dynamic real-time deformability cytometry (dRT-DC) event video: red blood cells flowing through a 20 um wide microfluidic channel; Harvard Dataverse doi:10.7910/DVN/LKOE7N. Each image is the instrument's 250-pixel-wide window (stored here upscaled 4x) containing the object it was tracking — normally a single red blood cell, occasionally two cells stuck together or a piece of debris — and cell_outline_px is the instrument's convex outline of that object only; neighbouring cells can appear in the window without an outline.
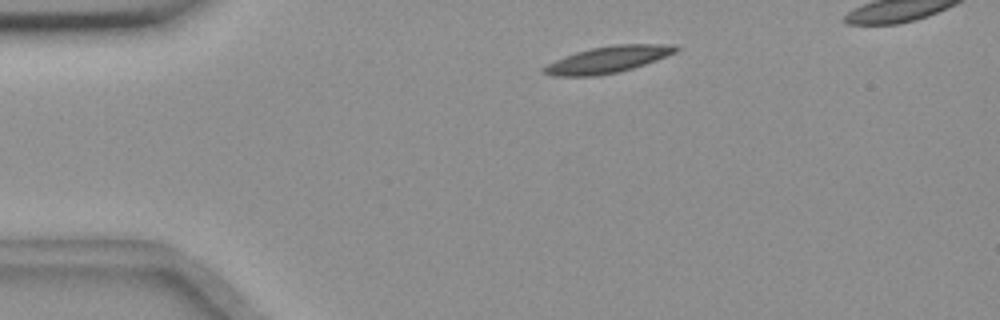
{"species": "common noctule bat (a hibernating species)", "species_latin": "Nyctalus noctula", "temperature_condition": "room temperature", "stored_images_in_passage": 6, "camera_frame_rate_fps": 3000, "um_per_image_px": 0.085, "animal": {"sex": "female", "body_mass_g": 18.4}, "frame": {"image": 1, "passage_image": 1, "time_ms": 0.0, "image_size_px": [1000, 320], "cell_outline_px": [[680, 48], [676, 52], [656, 60], [632, 68], [616, 72], [592, 76], [556, 76], [540, 72], [540, 68], [564, 56], [576, 52], [592, 48], [616, 44], [676, 44]], "centroid_in_image_um": [51.66, 5.05], "position_along_channel_um": 33.3, "area_um2": 20.29}}
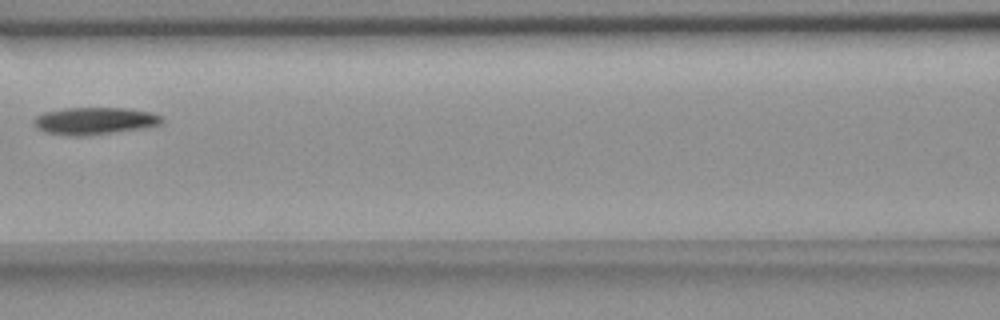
{"frame": {"image": 2, "passage_image": 5, "time_ms": 4.667, "image_size_px": [1000, 320], "cell_outline_px": [[164, 120], [160, 124], [144, 128], [84, 136], [68, 136], [44, 132], [36, 128], [32, 124], [32, 120], [36, 116], [44, 112], [64, 108], [128, 108], [152, 112], [160, 116]], "centroid_in_image_um": [7.99, 10.28], "position_along_channel_um": 158.6, "area_um2": 20.52}}
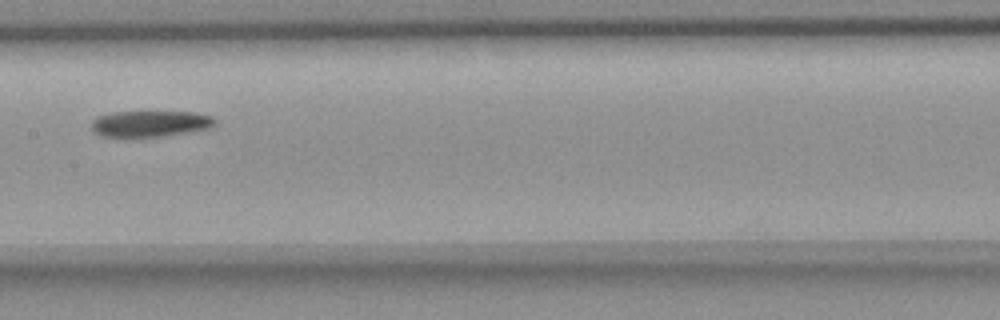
{"frame": {"image": 3, "passage_image": 6, "time_ms": 5.667, "image_size_px": [1000, 320], "cell_outline_px": [[216, 124], [208, 128], [192, 132], [168, 136], [136, 140], [128, 140], [100, 136], [92, 132], [92, 120], [96, 116], [112, 112], [196, 112], [216, 116]], "centroid_in_image_um": [12.73, 10.57], "position_along_channel_um": 194.7, "area_um2": 20.17}}